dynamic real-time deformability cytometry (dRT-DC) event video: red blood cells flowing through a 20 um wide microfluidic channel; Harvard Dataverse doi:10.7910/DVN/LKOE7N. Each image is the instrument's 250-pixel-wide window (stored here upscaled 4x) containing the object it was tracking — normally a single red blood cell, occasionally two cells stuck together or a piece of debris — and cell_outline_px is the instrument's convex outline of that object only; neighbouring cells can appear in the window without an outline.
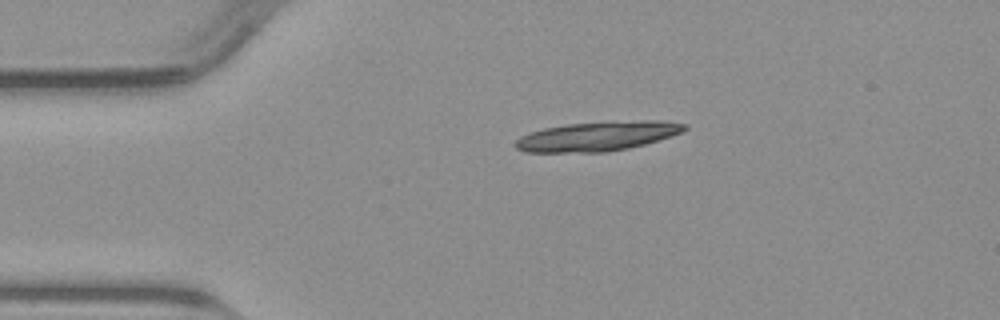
{"species": "common noctule bat (a hibernating species)", "species_latin": "Nyctalus noctula", "temperature_condition": "warm", "stored_images_in_passage": 40, "segment_of_instrument_passage": [1, 2], "camera_frame_rate_fps": 3000, "um_per_image_px": 0.085, "animal": {"sex": "male", "body_mass_g": 23.1, "forearm_length_mm": 52.7}, "frame": {"image": 1, "passage_image": 1, "time_ms": 0.0, "image_size_px": [1000, 320], "cell_outline_px": [[688, 128], [672, 136], [644, 144], [628, 148], [604, 152], [524, 152], [516, 148], [516, 140], [520, 136], [544, 128], [568, 124], [612, 120], [660, 120], [688, 124]], "centroid_in_image_um": [50.82, 11.56], "position_along_channel_um": 34.2, "area_um2": 29.19}}